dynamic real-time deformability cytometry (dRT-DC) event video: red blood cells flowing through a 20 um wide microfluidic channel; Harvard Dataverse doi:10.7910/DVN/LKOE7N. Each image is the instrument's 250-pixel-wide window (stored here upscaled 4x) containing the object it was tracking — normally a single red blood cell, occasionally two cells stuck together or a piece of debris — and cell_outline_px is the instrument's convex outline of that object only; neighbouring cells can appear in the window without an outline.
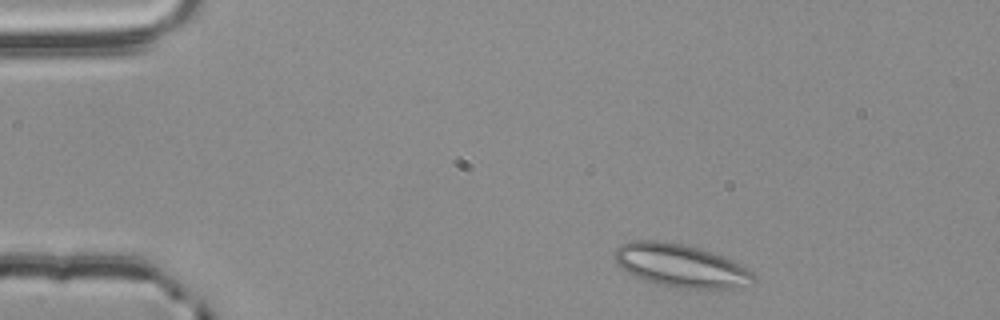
{"species": "common noctule bat (a hibernating species)", "species_latin": "Nyctalus noctula", "temperature_condition": "room temperature", "stored_images_in_passage": 49, "camera_frame_rate_fps": 3000, "um_per_image_px": 0.085, "animal": {"sex": "male", "body_mass_g": 20.4}, "frame": {"image": 1, "passage_image": 3, "time_ms": 0.667, "image_size_px": [1000, 320], "cell_outline_px": [[756, 280], [748, 288], [676, 288], [644, 280], [620, 268], [616, 264], [616, 248], [620, 244], [632, 240], [656, 240], [684, 244], [712, 252], [732, 260], [740, 264], [752, 272], [756, 276]], "centroid_in_image_um": [57.91, 22.58], "position_along_channel_um": 27.1, "area_um2": 34.97}}
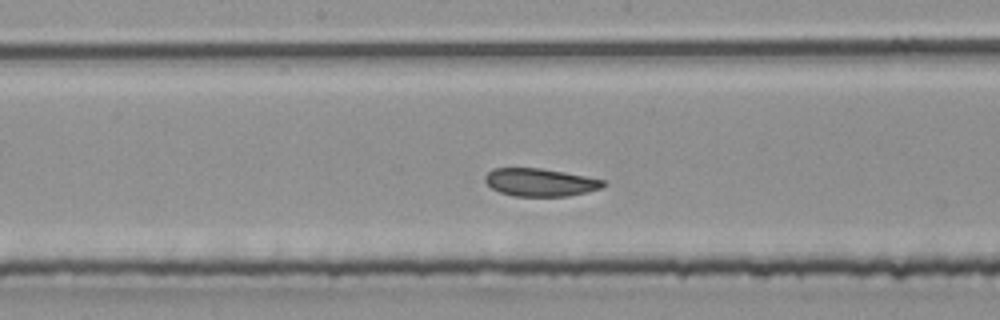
{"frame": {"image": 2, "passage_image": 23, "time_ms": 7.333, "image_size_px": [1000, 320], "cell_outline_px": [[608, 184], [600, 188], [568, 196], [516, 196], [500, 192], [492, 188], [484, 180], [484, 176], [492, 168], [540, 168], [564, 172], [604, 180]], "centroid_in_image_um": [45.89, 15.49], "position_along_channel_um": 202.3, "area_um2": 19.02}}
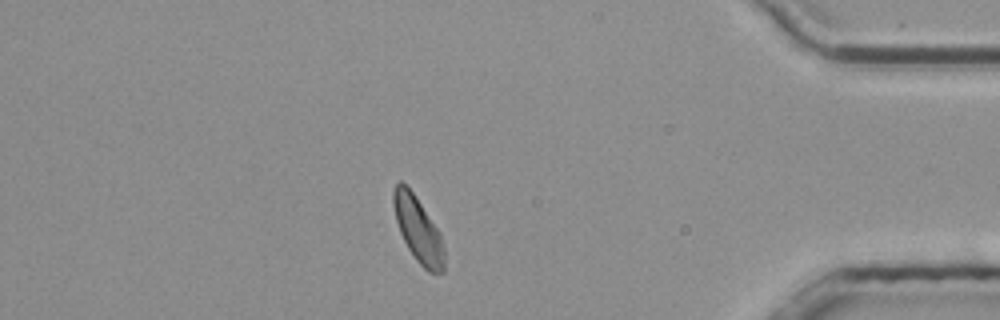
{"frame": {"image": 3, "passage_image": 42, "time_ms": 13.667, "image_size_px": [1000, 320], "cell_outline_px": [[444, 272], [428, 272], [416, 260], [408, 248], [400, 232], [396, 220], [392, 200], [392, 192], [396, 184], [400, 180], [412, 192], [440, 232], [444, 248]], "centroid_in_image_um": [35.54, 19.53], "position_along_channel_um": 399.7, "area_um2": 19.02}, "authors_computed_cell_mechanics": {"area_um2": 19.8832, "velocity_mm_per_s": 3.7412, "shape_relaxation_time_tau1_ms": 8.9377, "shape_relaxation_time_tau2_ms": 4.6487, "deformation_change_tau1": 0.1114, "deformation_change_tau2": 0.1083}}